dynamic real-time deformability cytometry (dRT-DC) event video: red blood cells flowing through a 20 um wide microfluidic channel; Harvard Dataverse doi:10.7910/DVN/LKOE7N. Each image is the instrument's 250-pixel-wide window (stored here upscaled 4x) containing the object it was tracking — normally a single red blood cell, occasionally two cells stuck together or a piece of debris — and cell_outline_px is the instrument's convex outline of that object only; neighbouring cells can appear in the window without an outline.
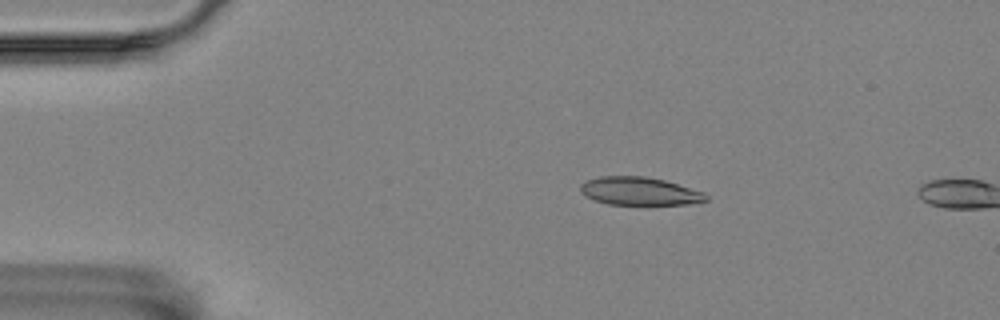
{"species": "Egyptian fruit bat (a non-hibernating species)", "species_latin": "Rousettus aegyptiacus", "temperature_condition": "room temperature", "stored_images_in_passage": 3, "camera_frame_rate_fps": 3000, "um_per_image_px": 0.085, "animal": {"sex": "female"}, "frame": {"image": 1, "passage_image": 1, "time_ms": 0.0, "image_size_px": [1000, 320], "cell_outline_px": [[708, 200], [688, 204], [608, 204], [596, 200], [580, 192], [580, 184], [588, 180], [600, 176], [644, 176], [664, 180], [704, 192], [708, 196]], "centroid_in_image_um": [54.37, 16.24], "position_along_channel_um": 30.6, "area_um2": 20.29}}